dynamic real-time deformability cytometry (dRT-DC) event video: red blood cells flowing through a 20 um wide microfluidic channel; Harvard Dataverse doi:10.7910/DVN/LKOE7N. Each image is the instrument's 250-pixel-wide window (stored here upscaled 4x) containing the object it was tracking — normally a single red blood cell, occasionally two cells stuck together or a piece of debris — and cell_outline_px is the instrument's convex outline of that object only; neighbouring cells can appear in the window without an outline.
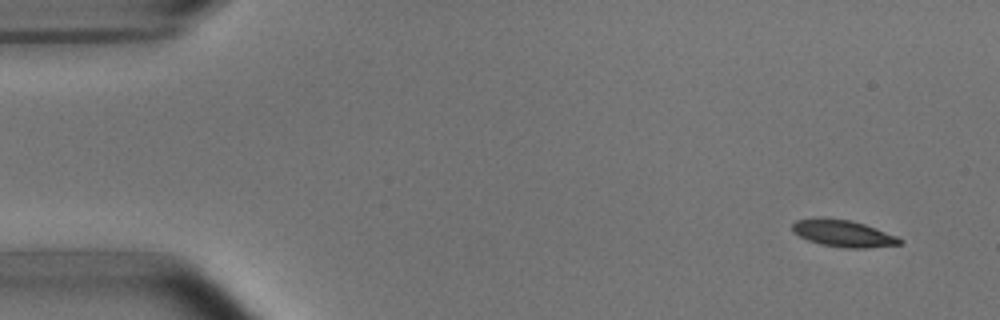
{"species": "common noctule bat (a hibernating species)", "species_latin": "Nyctalus noctula", "temperature_condition": "room temperature", "stored_images_in_passage": 4, "segment_of_instrument_passage": [2, 2], "camera_frame_rate_fps": 3000, "um_per_image_px": 0.085, "animal": {"sex": "male", "body_mass_g": 15.6}, "frame": {"image": 1, "passage_image": 4, "time_ms": 3.667, "image_size_px": [1000, 320], "cell_outline_px": [[904, 244], [868, 248], [844, 248], [820, 244], [808, 240], [792, 232], [792, 224], [796, 220], [816, 216], [852, 220], [876, 228], [896, 236], [904, 240]], "centroid_in_image_um": [71.66, 19.83], "position_along_channel_um": 13.3, "area_um2": 17.17}}